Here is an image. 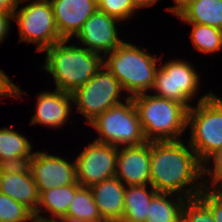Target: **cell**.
Here are the masks:
<instances>
[{"mask_svg": "<svg viewBox=\"0 0 222 222\" xmlns=\"http://www.w3.org/2000/svg\"><path fill=\"white\" fill-rule=\"evenodd\" d=\"M150 184L195 203L204 189L203 164L186 139L150 142Z\"/></svg>", "mask_w": 222, "mask_h": 222, "instance_id": "cell-1", "label": "cell"}, {"mask_svg": "<svg viewBox=\"0 0 222 222\" xmlns=\"http://www.w3.org/2000/svg\"><path fill=\"white\" fill-rule=\"evenodd\" d=\"M39 71L49 76L52 89L73 93L84 85L103 66V57L77 45L72 40H62L46 48ZM47 75V76H46Z\"/></svg>", "mask_w": 222, "mask_h": 222, "instance_id": "cell-2", "label": "cell"}, {"mask_svg": "<svg viewBox=\"0 0 222 222\" xmlns=\"http://www.w3.org/2000/svg\"><path fill=\"white\" fill-rule=\"evenodd\" d=\"M129 38L103 57V66L120 82L128 97H133L153 89L162 53L153 52L155 48L151 52L150 47L138 43L139 39L135 43V38Z\"/></svg>", "mask_w": 222, "mask_h": 222, "instance_id": "cell-3", "label": "cell"}, {"mask_svg": "<svg viewBox=\"0 0 222 222\" xmlns=\"http://www.w3.org/2000/svg\"><path fill=\"white\" fill-rule=\"evenodd\" d=\"M163 55L164 52L155 73V83L151 90L153 95L178 101L190 109L194 104L206 100L215 91L209 87L210 89H205L203 93V84L207 82L203 78L206 76L202 77L203 69H199L200 66H196L193 60L189 61L191 58H181L177 55L169 56L168 59Z\"/></svg>", "mask_w": 222, "mask_h": 222, "instance_id": "cell-4", "label": "cell"}, {"mask_svg": "<svg viewBox=\"0 0 222 222\" xmlns=\"http://www.w3.org/2000/svg\"><path fill=\"white\" fill-rule=\"evenodd\" d=\"M147 141H174L186 138L188 108L175 100L151 92L132 97Z\"/></svg>", "mask_w": 222, "mask_h": 222, "instance_id": "cell-5", "label": "cell"}, {"mask_svg": "<svg viewBox=\"0 0 222 222\" xmlns=\"http://www.w3.org/2000/svg\"><path fill=\"white\" fill-rule=\"evenodd\" d=\"M185 139L202 164L222 148V94L214 91L188 109Z\"/></svg>", "mask_w": 222, "mask_h": 222, "instance_id": "cell-6", "label": "cell"}, {"mask_svg": "<svg viewBox=\"0 0 222 222\" xmlns=\"http://www.w3.org/2000/svg\"><path fill=\"white\" fill-rule=\"evenodd\" d=\"M86 128L90 139L116 147L139 145L146 140L132 97L98 115ZM96 135V136H95Z\"/></svg>", "mask_w": 222, "mask_h": 222, "instance_id": "cell-7", "label": "cell"}, {"mask_svg": "<svg viewBox=\"0 0 222 222\" xmlns=\"http://www.w3.org/2000/svg\"><path fill=\"white\" fill-rule=\"evenodd\" d=\"M12 23L18 27L17 44L34 45L36 54L63 40L56 28L49 0H19Z\"/></svg>", "mask_w": 222, "mask_h": 222, "instance_id": "cell-8", "label": "cell"}, {"mask_svg": "<svg viewBox=\"0 0 222 222\" xmlns=\"http://www.w3.org/2000/svg\"><path fill=\"white\" fill-rule=\"evenodd\" d=\"M72 97L74 118H84V127L101 113L129 98L120 82L104 66L76 89Z\"/></svg>", "mask_w": 222, "mask_h": 222, "instance_id": "cell-9", "label": "cell"}, {"mask_svg": "<svg viewBox=\"0 0 222 222\" xmlns=\"http://www.w3.org/2000/svg\"><path fill=\"white\" fill-rule=\"evenodd\" d=\"M83 142L75 155L76 180L81 186L91 188L99 182L116 175L118 147L93 139ZM85 143V144H84Z\"/></svg>", "mask_w": 222, "mask_h": 222, "instance_id": "cell-10", "label": "cell"}, {"mask_svg": "<svg viewBox=\"0 0 222 222\" xmlns=\"http://www.w3.org/2000/svg\"><path fill=\"white\" fill-rule=\"evenodd\" d=\"M57 153L48 152V149H37L26 164L39 193L56 187L79 184L76 180L74 154L66 151L69 155L63 156L61 152Z\"/></svg>", "mask_w": 222, "mask_h": 222, "instance_id": "cell-11", "label": "cell"}, {"mask_svg": "<svg viewBox=\"0 0 222 222\" xmlns=\"http://www.w3.org/2000/svg\"><path fill=\"white\" fill-rule=\"evenodd\" d=\"M124 26L126 25L116 18L97 9L82 25L72 41L104 57L129 37L127 34L123 36L124 32L127 33Z\"/></svg>", "mask_w": 222, "mask_h": 222, "instance_id": "cell-12", "label": "cell"}, {"mask_svg": "<svg viewBox=\"0 0 222 222\" xmlns=\"http://www.w3.org/2000/svg\"><path fill=\"white\" fill-rule=\"evenodd\" d=\"M48 88V89H47ZM45 87L35 95L31 112L30 126H38L46 130L59 131L68 125H77L73 113V97L71 93ZM75 122V123H74ZM48 128V129H47Z\"/></svg>", "mask_w": 222, "mask_h": 222, "instance_id": "cell-13", "label": "cell"}, {"mask_svg": "<svg viewBox=\"0 0 222 222\" xmlns=\"http://www.w3.org/2000/svg\"><path fill=\"white\" fill-rule=\"evenodd\" d=\"M115 176L126 186L150 184V141L118 147Z\"/></svg>", "mask_w": 222, "mask_h": 222, "instance_id": "cell-14", "label": "cell"}, {"mask_svg": "<svg viewBox=\"0 0 222 222\" xmlns=\"http://www.w3.org/2000/svg\"><path fill=\"white\" fill-rule=\"evenodd\" d=\"M56 28L63 40H72L98 9L97 0H49Z\"/></svg>", "mask_w": 222, "mask_h": 222, "instance_id": "cell-15", "label": "cell"}, {"mask_svg": "<svg viewBox=\"0 0 222 222\" xmlns=\"http://www.w3.org/2000/svg\"><path fill=\"white\" fill-rule=\"evenodd\" d=\"M0 192L36 212L39 191L26 164L0 167Z\"/></svg>", "mask_w": 222, "mask_h": 222, "instance_id": "cell-16", "label": "cell"}, {"mask_svg": "<svg viewBox=\"0 0 222 222\" xmlns=\"http://www.w3.org/2000/svg\"><path fill=\"white\" fill-rule=\"evenodd\" d=\"M148 208L145 222H193V204L174 193L157 192Z\"/></svg>", "mask_w": 222, "mask_h": 222, "instance_id": "cell-17", "label": "cell"}, {"mask_svg": "<svg viewBox=\"0 0 222 222\" xmlns=\"http://www.w3.org/2000/svg\"><path fill=\"white\" fill-rule=\"evenodd\" d=\"M126 185L116 176L91 187L100 216L105 222H121Z\"/></svg>", "mask_w": 222, "mask_h": 222, "instance_id": "cell-18", "label": "cell"}, {"mask_svg": "<svg viewBox=\"0 0 222 222\" xmlns=\"http://www.w3.org/2000/svg\"><path fill=\"white\" fill-rule=\"evenodd\" d=\"M80 184L56 187L39 193V203L34 213L36 222H59L66 214Z\"/></svg>", "mask_w": 222, "mask_h": 222, "instance_id": "cell-19", "label": "cell"}, {"mask_svg": "<svg viewBox=\"0 0 222 222\" xmlns=\"http://www.w3.org/2000/svg\"><path fill=\"white\" fill-rule=\"evenodd\" d=\"M34 143L22 131L0 127V167L27 164L35 153Z\"/></svg>", "mask_w": 222, "mask_h": 222, "instance_id": "cell-20", "label": "cell"}, {"mask_svg": "<svg viewBox=\"0 0 222 222\" xmlns=\"http://www.w3.org/2000/svg\"><path fill=\"white\" fill-rule=\"evenodd\" d=\"M156 193L151 184L126 186L121 222H145L150 201Z\"/></svg>", "mask_w": 222, "mask_h": 222, "instance_id": "cell-21", "label": "cell"}, {"mask_svg": "<svg viewBox=\"0 0 222 222\" xmlns=\"http://www.w3.org/2000/svg\"><path fill=\"white\" fill-rule=\"evenodd\" d=\"M177 20L222 30V0H193Z\"/></svg>", "mask_w": 222, "mask_h": 222, "instance_id": "cell-22", "label": "cell"}, {"mask_svg": "<svg viewBox=\"0 0 222 222\" xmlns=\"http://www.w3.org/2000/svg\"><path fill=\"white\" fill-rule=\"evenodd\" d=\"M183 26L188 25L189 43L192 45V53L197 52L204 56H212L222 53V30L208 25L195 23H181ZM219 53V54H217Z\"/></svg>", "mask_w": 222, "mask_h": 222, "instance_id": "cell-23", "label": "cell"}, {"mask_svg": "<svg viewBox=\"0 0 222 222\" xmlns=\"http://www.w3.org/2000/svg\"><path fill=\"white\" fill-rule=\"evenodd\" d=\"M193 222H222V192L204 187L193 204Z\"/></svg>", "mask_w": 222, "mask_h": 222, "instance_id": "cell-24", "label": "cell"}, {"mask_svg": "<svg viewBox=\"0 0 222 222\" xmlns=\"http://www.w3.org/2000/svg\"><path fill=\"white\" fill-rule=\"evenodd\" d=\"M65 217H74L87 222H105L98 211L91 188L80 186L68 207Z\"/></svg>", "mask_w": 222, "mask_h": 222, "instance_id": "cell-25", "label": "cell"}, {"mask_svg": "<svg viewBox=\"0 0 222 222\" xmlns=\"http://www.w3.org/2000/svg\"><path fill=\"white\" fill-rule=\"evenodd\" d=\"M97 4L100 11L116 18L126 25V27L129 22L133 24L137 20L136 18L142 14L131 0H97Z\"/></svg>", "mask_w": 222, "mask_h": 222, "instance_id": "cell-26", "label": "cell"}, {"mask_svg": "<svg viewBox=\"0 0 222 222\" xmlns=\"http://www.w3.org/2000/svg\"><path fill=\"white\" fill-rule=\"evenodd\" d=\"M0 222H36L34 213L24 204L0 192Z\"/></svg>", "mask_w": 222, "mask_h": 222, "instance_id": "cell-27", "label": "cell"}, {"mask_svg": "<svg viewBox=\"0 0 222 222\" xmlns=\"http://www.w3.org/2000/svg\"><path fill=\"white\" fill-rule=\"evenodd\" d=\"M203 185L209 189L222 187V148L203 163Z\"/></svg>", "mask_w": 222, "mask_h": 222, "instance_id": "cell-28", "label": "cell"}, {"mask_svg": "<svg viewBox=\"0 0 222 222\" xmlns=\"http://www.w3.org/2000/svg\"><path fill=\"white\" fill-rule=\"evenodd\" d=\"M12 15L0 13V46L9 39L14 26L12 27Z\"/></svg>", "mask_w": 222, "mask_h": 222, "instance_id": "cell-29", "label": "cell"}, {"mask_svg": "<svg viewBox=\"0 0 222 222\" xmlns=\"http://www.w3.org/2000/svg\"><path fill=\"white\" fill-rule=\"evenodd\" d=\"M174 5L169 4L165 7V11L177 18L190 4L193 0H171ZM171 5V6H170Z\"/></svg>", "mask_w": 222, "mask_h": 222, "instance_id": "cell-30", "label": "cell"}, {"mask_svg": "<svg viewBox=\"0 0 222 222\" xmlns=\"http://www.w3.org/2000/svg\"><path fill=\"white\" fill-rule=\"evenodd\" d=\"M19 0H0V13L13 15Z\"/></svg>", "mask_w": 222, "mask_h": 222, "instance_id": "cell-31", "label": "cell"}, {"mask_svg": "<svg viewBox=\"0 0 222 222\" xmlns=\"http://www.w3.org/2000/svg\"><path fill=\"white\" fill-rule=\"evenodd\" d=\"M134 6L141 12L142 9L148 10L159 4L158 0H131Z\"/></svg>", "mask_w": 222, "mask_h": 222, "instance_id": "cell-32", "label": "cell"}, {"mask_svg": "<svg viewBox=\"0 0 222 222\" xmlns=\"http://www.w3.org/2000/svg\"><path fill=\"white\" fill-rule=\"evenodd\" d=\"M59 222H87V221H83L74 217H64L62 220H60Z\"/></svg>", "mask_w": 222, "mask_h": 222, "instance_id": "cell-33", "label": "cell"}]
</instances>
